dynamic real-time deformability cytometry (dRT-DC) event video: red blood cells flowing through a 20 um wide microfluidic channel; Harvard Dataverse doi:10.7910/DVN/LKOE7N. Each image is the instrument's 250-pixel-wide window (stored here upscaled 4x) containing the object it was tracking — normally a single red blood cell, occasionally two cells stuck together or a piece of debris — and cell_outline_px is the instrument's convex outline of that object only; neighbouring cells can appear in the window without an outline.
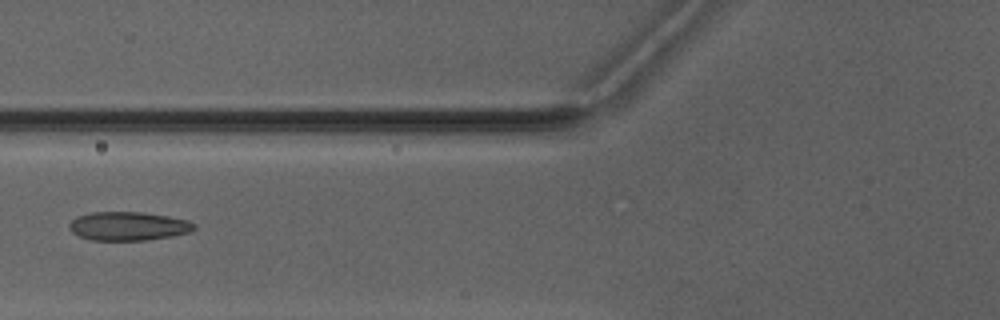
{"species": "Egyptian fruit bat (a non-hibernating species)", "species_latin": "Rousettus aegyptiacus", "temperature_condition": "warm", "stored_images_in_passage": 5, "camera_frame_rate_fps": 3000, "um_per_image_px": 0.085, "animal": {"sex": "male"}, "frame": {"image": 1, "passage_image": 5, "time_ms": 4.667, "image_size_px": [1000, 320], "cell_outline_px": [[196, 228], [192, 232], [172, 236], [144, 240], [92, 240], [80, 236], [72, 232], [68, 228], [68, 224], [76, 216], [92, 212], [144, 212], [168, 216], [188, 220], [196, 224]], "centroid_in_image_um": [10.92, 19.21], "position_along_channel_um": 114.9, "area_um2": 21.04}}